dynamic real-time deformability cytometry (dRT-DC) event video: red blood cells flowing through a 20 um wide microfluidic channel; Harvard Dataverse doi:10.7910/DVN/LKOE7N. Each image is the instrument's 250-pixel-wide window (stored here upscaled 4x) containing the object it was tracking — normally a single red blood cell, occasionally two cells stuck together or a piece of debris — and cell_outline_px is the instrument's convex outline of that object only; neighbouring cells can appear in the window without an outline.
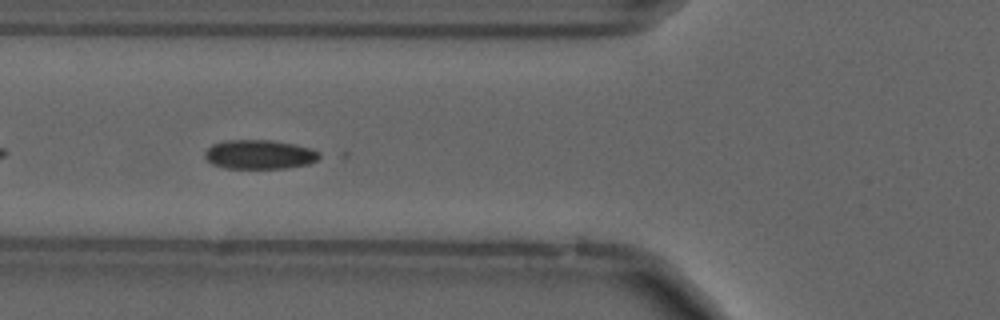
{"species": "common noctule bat (a hibernating species)", "species_latin": "Nyctalus noctula", "temperature_condition": "cold", "stored_images_in_passage": 37, "camera_frame_rate_fps": 3000, "um_per_image_px": 0.085, "animal": {"sex": "male", "forearm_length_mm": 52.5}, "frame": {"image": 1, "passage_image": 6, "time_ms": 1.667, "image_size_px": [1000, 320], "cell_outline_px": [[324, 156], [308, 164], [288, 168], [224, 168], [212, 164], [204, 156], [204, 152], [212, 144], [224, 140], [272, 140], [296, 144], [312, 148], [320, 152]], "centroid_in_image_um": [22.09, 13.12], "position_along_channel_um": 103.7, "area_um2": 19.77}, "authors_computed_cell_mechanics": {"area_um2": 18.9584, "velocity_mm_per_s": 3.6698, "shape_relaxation_time_tau1_ms": null, "shape_relaxation_time_tau2_ms": 2.2934, "deformation_change_tau1": null, "deformation_change_tau2": 0.0703}}